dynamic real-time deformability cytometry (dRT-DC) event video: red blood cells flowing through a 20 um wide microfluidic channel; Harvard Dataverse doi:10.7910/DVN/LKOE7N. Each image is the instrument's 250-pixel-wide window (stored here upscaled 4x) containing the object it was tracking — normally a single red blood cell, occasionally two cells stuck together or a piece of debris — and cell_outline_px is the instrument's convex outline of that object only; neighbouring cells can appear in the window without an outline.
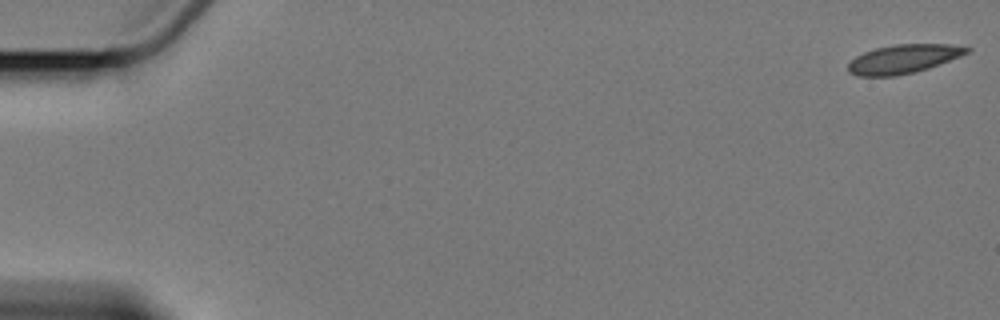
{"species": "Egyptian fruit bat (a non-hibernating species)", "species_latin": "Rousettus aegyptiacus", "temperature_condition": "cold", "stored_images_in_passage": 5, "camera_frame_rate_fps": 3000, "um_per_image_px": 0.085, "animal": {"sex": "female"}, "frame": {"image": 1, "passage_image": 1, "time_ms": 0.0, "image_size_px": [1000, 320], "cell_outline_px": [[972, 48], [968, 52], [960, 56], [928, 68], [916, 72], [896, 76], [856, 76], [848, 72], [848, 64], [856, 56], [864, 52], [876, 48], [892, 44], [948, 44]], "centroid_in_image_um": [76.76, 5.01], "position_along_channel_um": 8.2, "area_um2": 19.88}}
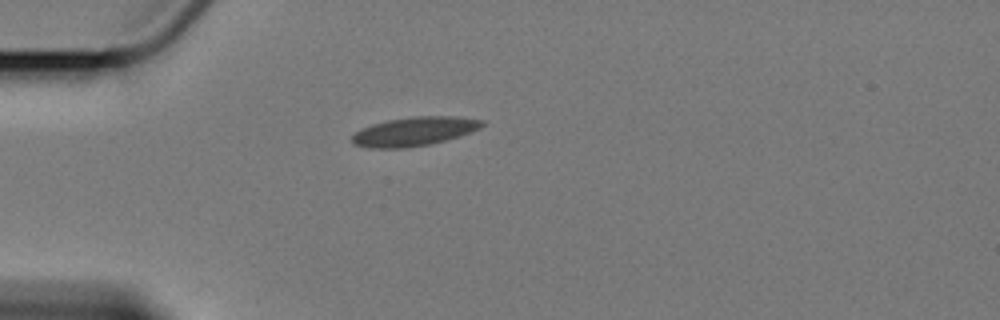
{"frame": {"image": 2, "passage_image": 5, "time_ms": 5.333, "image_size_px": [1000, 320], "cell_outline_px": [[484, 124], [480, 128], [472, 132], [460, 136], [428, 144], [404, 148], [372, 148], [352, 144], [352, 136], [360, 128], [372, 124], [388, 120], [412, 116], [456, 116], [484, 120]], "centroid_in_image_um": [35.21, 11.16], "position_along_channel_um": 49.8, "area_um2": 21.91}}